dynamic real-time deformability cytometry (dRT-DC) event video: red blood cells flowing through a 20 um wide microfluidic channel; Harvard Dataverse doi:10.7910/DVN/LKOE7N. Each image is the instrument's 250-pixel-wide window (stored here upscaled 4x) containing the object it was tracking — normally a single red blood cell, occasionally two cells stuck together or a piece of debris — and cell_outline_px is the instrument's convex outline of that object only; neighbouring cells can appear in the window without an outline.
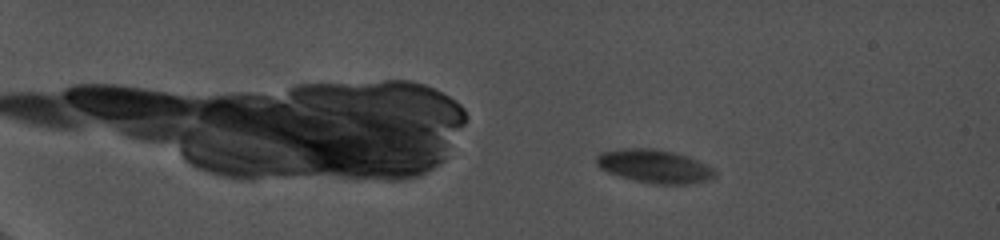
{"species": "common noctule bat (a hibernating species)", "species_latin": "Nyctalus noctula", "temperature_condition": "cold", "stored_images_in_passage": 58, "camera_frame_rate_fps": 5000, "um_per_image_px": 0.085, "animal": {"sex": "female", "body_mass_g": 19.0, "forearm_length_mm": 56.7}, "frame": {"image": 1, "passage_image": 15, "time_ms": 4.0, "image_size_px": [1000, 240], "cell_outline_px": [[716, 176], [708, 180], [692, 184], [652, 184], [616, 176], [600, 168], [596, 164], [596, 156], [600, 152], [624, 148], [652, 148], [672, 152], [688, 156], [716, 168]], "centroid_in_image_um": [55.64, 14.14], "position_along_channel_um": 29.4, "area_um2": 23.35}}
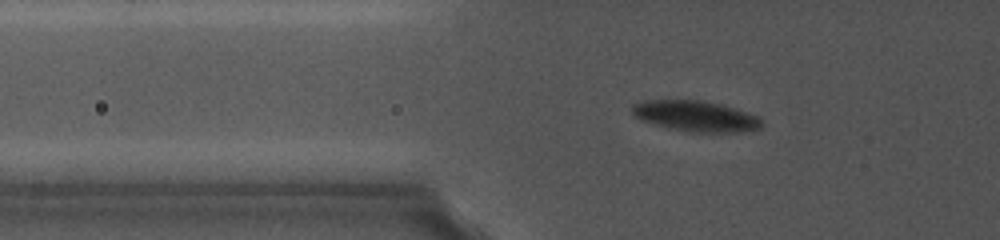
{"frame": {"image": 2, "passage_image": 27, "time_ms": 8.2, "image_size_px": [1000, 240], "cell_outline_px": [[764, 124], [760, 128], [740, 132], [688, 132], [668, 128], [652, 124], [640, 120], [632, 116], [632, 104], [640, 100], [700, 100], [720, 104], [736, 108], [760, 116]], "centroid_in_image_um": [59.11, 9.87], "position_along_channel_um": 66.7, "area_um2": 23.64}}
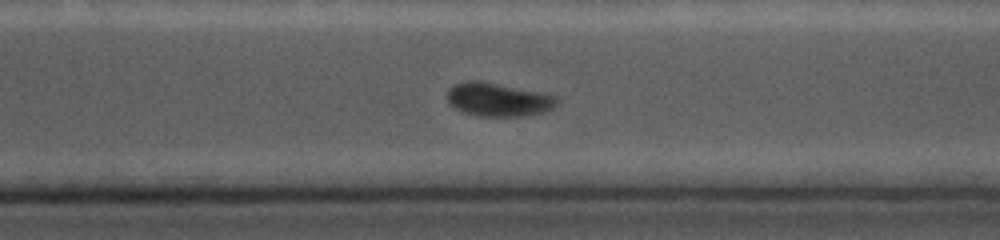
{"frame": {"image": 3, "passage_image": 52, "time_ms": 15.6, "image_size_px": [1000, 240], "cell_outline_px": [[560, 100], [552, 108], [544, 112], [524, 116], [476, 116], [464, 112], [448, 104], [448, 88], [456, 84], [468, 80], [480, 80], [540, 92], [556, 96]], "centroid_in_image_um": [42.34, 8.46], "position_along_channel_um": 328.3, "area_um2": 21.44}}